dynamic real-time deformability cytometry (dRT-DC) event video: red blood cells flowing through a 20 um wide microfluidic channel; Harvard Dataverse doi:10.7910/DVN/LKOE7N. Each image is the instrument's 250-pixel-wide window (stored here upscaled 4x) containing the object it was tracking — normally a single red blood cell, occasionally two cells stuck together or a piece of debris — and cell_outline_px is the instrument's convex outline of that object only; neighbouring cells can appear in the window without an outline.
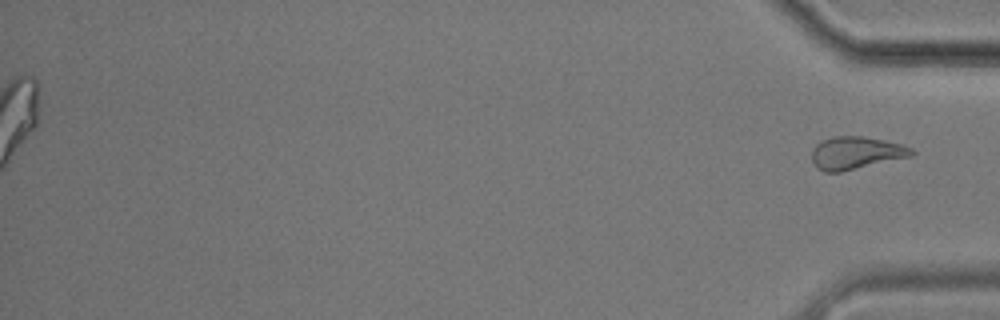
{"species": "common noctule bat (a hibernating species)", "species_latin": "Nyctalus noctula", "temperature_condition": "cold", "stored_images_in_passage": 57, "segment_of_instrument_passage": [2, 2], "camera_frame_rate_fps": 3000, "um_per_image_px": 0.085, "animal": {"sex": "male", "body_mass_g": 17.9}, "frame": {"image": 1, "passage_image": 57, "time_ms": 18.667, "image_size_px": [1000, 320], "cell_outline_px": [[916, 156], [840, 172], [824, 172], [816, 168], [812, 160], [812, 148], [820, 140], [832, 136], [864, 136], [884, 140], [900, 144], [912, 148], [916, 152]], "centroid_in_image_um": [72.78, 13.0], "position_along_channel_um": 362.4, "area_um2": 19.42}}